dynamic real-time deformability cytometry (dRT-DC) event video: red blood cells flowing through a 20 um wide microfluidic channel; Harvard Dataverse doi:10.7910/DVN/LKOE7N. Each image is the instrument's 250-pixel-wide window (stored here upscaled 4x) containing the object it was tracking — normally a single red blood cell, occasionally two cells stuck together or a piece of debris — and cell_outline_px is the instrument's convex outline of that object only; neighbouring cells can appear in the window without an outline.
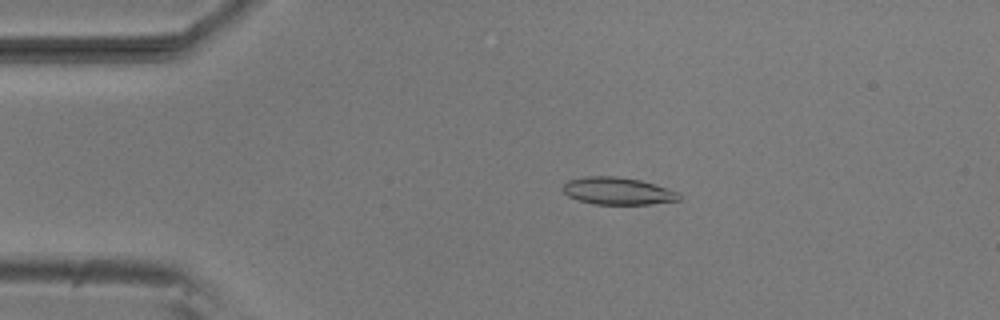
{"species": "common noctule bat (a hibernating species)", "species_latin": "Nyctalus noctula", "temperature_condition": "room temperature", "stored_images_in_passage": 52, "camera_frame_rate_fps": 3000, "um_per_image_px": 0.085, "animal": {"sex": "male", "body_mass_g": 20.5, "forearm_length_mm": 52.5}, "frame": {"image": 1, "passage_image": 10, "time_ms": 3.0, "image_size_px": [1000, 320], "cell_outline_px": [[680, 200], [648, 204], [592, 204], [576, 200], [568, 196], [560, 188], [568, 180], [584, 176], [616, 176], [640, 180], [680, 192]], "centroid_in_image_um": [52.46, 16.23], "position_along_channel_um": 32.5, "area_um2": 18.61}}
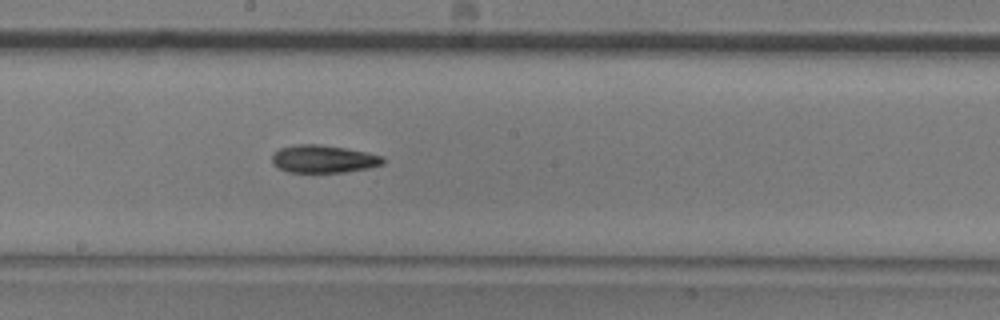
{"frame": {"image": 2, "passage_image": 28, "time_ms": 9.0, "image_size_px": [1000, 320], "cell_outline_px": [[384, 164], [368, 168], [344, 172], [288, 172], [272, 164], [272, 156], [280, 148], [296, 144], [320, 144], [344, 148], [384, 156]], "centroid_in_image_um": [27.49, 13.51], "position_along_channel_um": 220.7, "area_um2": 17.8}}
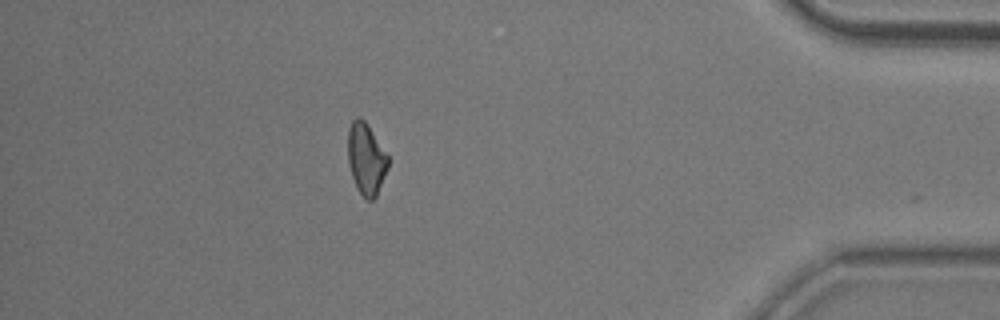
{"frame": {"image": 3, "passage_image": 46, "time_ms": 15.0, "image_size_px": [1000, 320], "cell_outline_px": [[388, 168], [376, 196], [372, 200], [368, 200], [356, 188], [352, 176], [348, 160], [348, 128], [352, 120], [356, 116], [360, 116], [364, 120], [388, 156]], "centroid_in_image_um": [31.11, 13.49], "position_along_channel_um": 404.1, "area_um2": 16.53}, "authors_computed_cell_mechanics": {"area_um2": 17.8602, "velocity_mm_per_s": 3.8228, "shape_relaxation_time_tau1_ms": 5.9252, "shape_relaxation_time_tau2_ms": null, "deformation_change_tau1": 0.1416, "deformation_change_tau2": null}}